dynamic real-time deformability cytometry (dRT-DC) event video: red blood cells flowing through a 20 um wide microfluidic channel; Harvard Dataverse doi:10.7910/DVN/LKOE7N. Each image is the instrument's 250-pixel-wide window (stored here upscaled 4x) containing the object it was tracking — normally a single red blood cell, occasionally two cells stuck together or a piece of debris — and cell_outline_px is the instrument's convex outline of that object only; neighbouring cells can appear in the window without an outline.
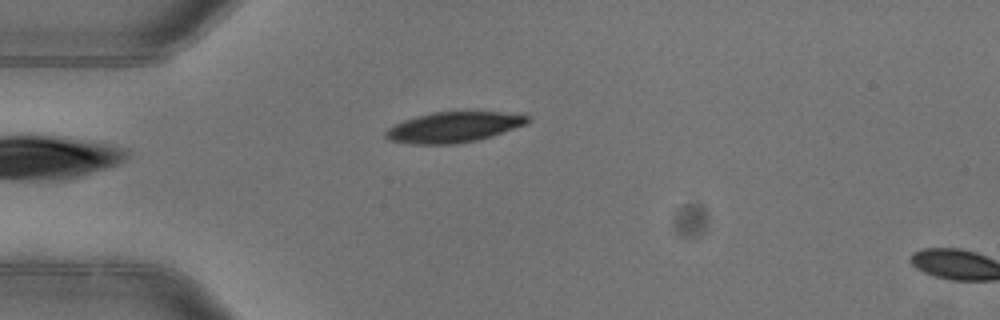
{"species": "common noctule bat (a hibernating species)", "species_latin": "Nyctalus noctula", "temperature_condition": "warm", "stored_images_in_passage": 5, "camera_frame_rate_fps": 3000, "um_per_image_px": 0.085, "animal": {"sex": "female"}, "frame": {"image": 1, "passage_image": 5, "time_ms": 1.333, "image_size_px": [1000, 320], "cell_outline_px": [[528, 124], [492, 136], [476, 140], [456, 144], [412, 144], [388, 140], [384, 136], [384, 132], [388, 128], [404, 120], [416, 116], [432, 112], [500, 112], [528, 116]], "centroid_in_image_um": [38.53, 10.82], "position_along_channel_um": 46.5, "area_um2": 25.09}}